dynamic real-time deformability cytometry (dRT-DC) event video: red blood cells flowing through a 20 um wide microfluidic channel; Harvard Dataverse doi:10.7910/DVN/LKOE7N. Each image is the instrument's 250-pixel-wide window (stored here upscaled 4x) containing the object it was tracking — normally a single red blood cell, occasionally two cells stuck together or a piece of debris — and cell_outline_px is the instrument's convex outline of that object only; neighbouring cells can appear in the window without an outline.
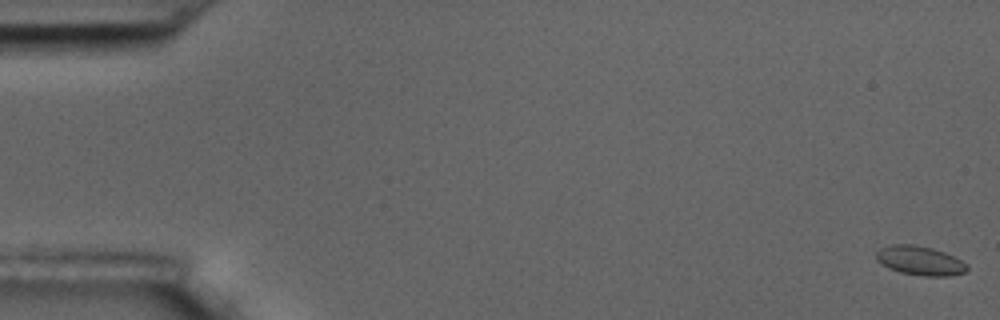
{"species": "common noctule bat (a hibernating species)", "species_latin": "Nyctalus noctula", "temperature_condition": "room temperature", "stored_images_in_passage": 59, "camera_frame_rate_fps": 3000, "um_per_image_px": 0.085, "animal": {"sex": "male", "body_mass_g": 17.5, "forearm_length_mm": 52.3}, "frame": {"image": 1, "passage_image": 1, "time_ms": 0.0, "image_size_px": [1000, 320], "cell_outline_px": [[968, 268], [964, 272], [948, 276], [924, 276], [900, 272], [888, 268], [876, 260], [876, 252], [880, 248], [892, 244], [912, 244], [932, 248], [944, 252], [968, 264]], "centroid_in_image_um": [78.17, 22.15], "position_along_channel_um": 6.8, "area_um2": 15.37}}
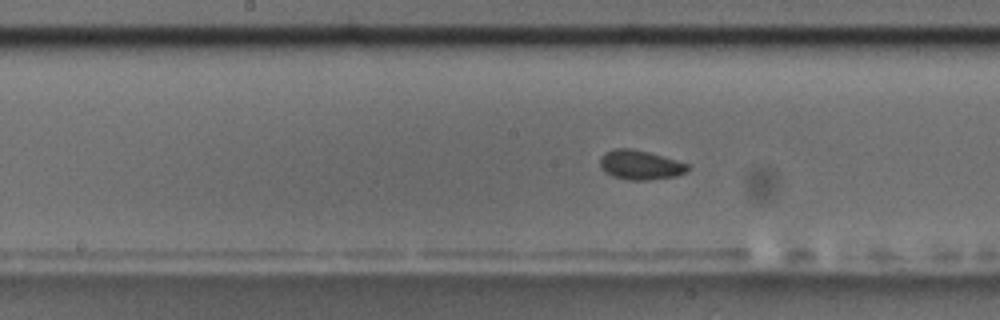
{"frame": {"image": 2, "passage_image": 30, "time_ms": 9.667, "image_size_px": [1000, 320], "cell_outline_px": [[688, 168], [684, 172], [676, 176], [648, 180], [628, 180], [612, 176], [600, 168], [600, 156], [604, 152], [616, 148], [632, 148], [648, 152], [676, 160], [688, 164]], "centroid_in_image_um": [54.36, 14.01], "position_along_channel_um": 193.8, "area_um2": 14.97}}
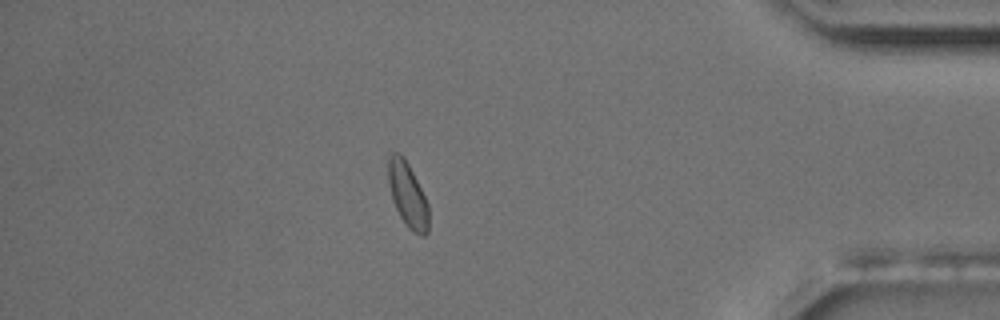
{"frame": {"image": 3, "passage_image": 51, "time_ms": 16.667, "image_size_px": [1000, 320], "cell_outline_px": [[428, 232], [424, 236], [420, 236], [412, 232], [408, 228], [400, 216], [392, 200], [388, 184], [388, 160], [392, 152], [400, 152], [404, 156], [428, 204]], "centroid_in_image_um": [34.63, 16.57], "position_along_channel_um": 400.6, "area_um2": 15.2}, "authors_computed_cell_mechanics": {"area_um2": 14.6812, "velocity_mm_per_s": 3.4969, "shape_relaxation_time_tau1_ms": null, "shape_relaxation_time_tau2_ms": 8.0415, "deformation_change_tau1": null, "deformation_change_tau2": 0.0968}}